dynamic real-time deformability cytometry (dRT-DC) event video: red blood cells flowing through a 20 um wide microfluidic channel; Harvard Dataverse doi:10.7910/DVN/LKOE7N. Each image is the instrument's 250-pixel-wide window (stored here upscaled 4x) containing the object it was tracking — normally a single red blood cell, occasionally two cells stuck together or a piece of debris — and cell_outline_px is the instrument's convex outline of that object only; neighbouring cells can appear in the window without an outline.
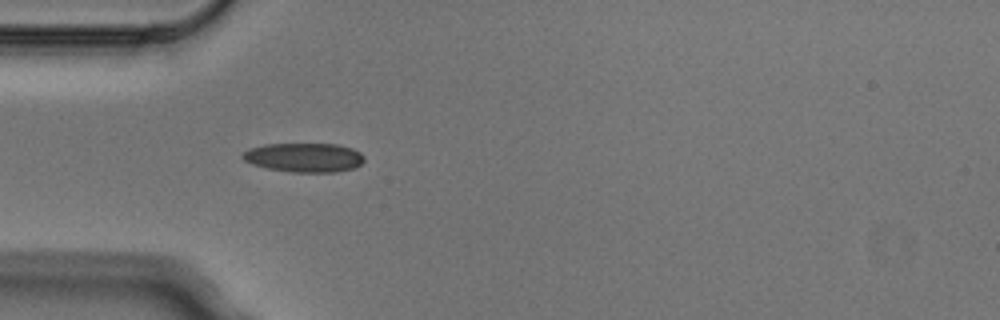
{"species": "Egyptian fruit bat (a non-hibernating species)", "species_latin": "Rousettus aegyptiacus", "temperature_condition": "cold", "stored_images_in_passage": 6, "camera_frame_rate_fps": 3000, "um_per_image_px": 0.085, "animal": {"sex": "male"}, "frame": {"image": 1, "passage_image": 6, "time_ms": 1.667, "image_size_px": [1000, 320], "cell_outline_px": [[364, 160], [360, 164], [352, 168], [336, 172], [292, 172], [268, 168], [252, 164], [244, 160], [240, 156], [248, 148], [264, 144], [336, 144], [352, 148], [360, 152], [364, 156]], "centroid_in_image_um": [25.83, 13.38], "position_along_channel_um": 59.2, "area_um2": 20.63}}